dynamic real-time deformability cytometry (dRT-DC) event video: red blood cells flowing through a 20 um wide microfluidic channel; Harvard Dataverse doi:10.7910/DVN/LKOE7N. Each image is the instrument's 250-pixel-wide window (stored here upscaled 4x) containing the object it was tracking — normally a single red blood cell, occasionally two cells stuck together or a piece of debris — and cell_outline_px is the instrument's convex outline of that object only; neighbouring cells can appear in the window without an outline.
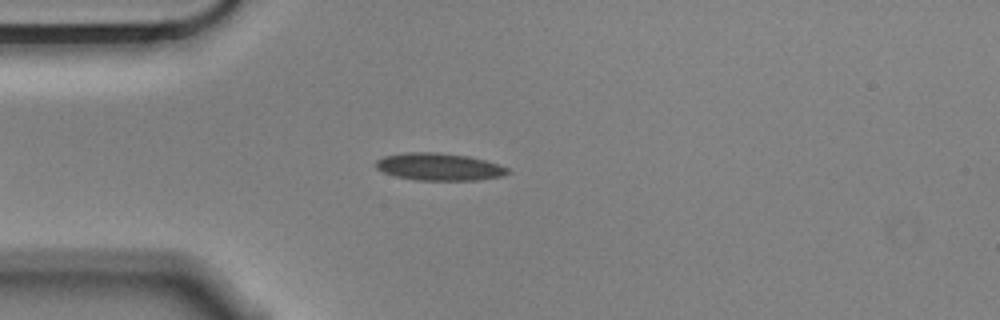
{"species": "Egyptian fruit bat (a non-hibernating species)", "species_latin": "Rousettus aegyptiacus", "temperature_condition": "cold", "stored_images_in_passage": 40, "camera_frame_rate_fps": 3000, "um_per_image_px": 0.085, "animal": {"sex": "male"}, "frame": {"image": 1, "passage_image": 5, "time_ms": 1.333, "image_size_px": [1000, 320], "cell_outline_px": [[512, 172], [504, 176], [476, 180], [416, 180], [396, 176], [384, 172], [376, 168], [376, 160], [384, 156], [404, 152], [436, 152], [468, 156], [484, 160], [508, 168]], "centroid_in_image_um": [37.33, 14.18], "position_along_channel_um": 47.7, "area_um2": 20.98}}
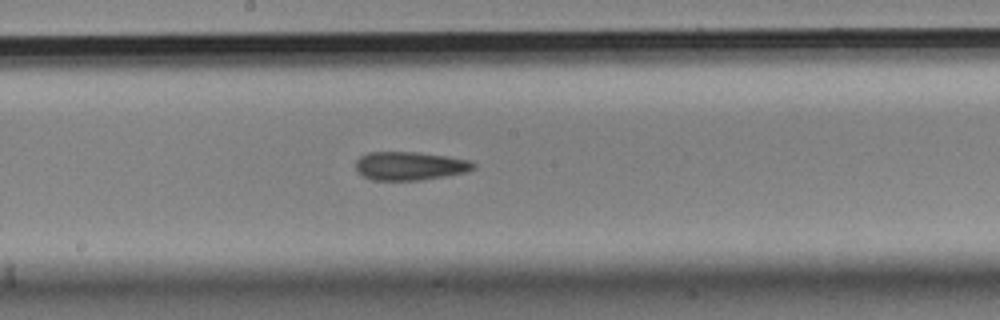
{"frame": {"image": 2, "passage_image": 20, "time_ms": 6.333, "image_size_px": [1000, 320], "cell_outline_px": [[476, 168], [468, 172], [420, 180], [372, 180], [364, 176], [356, 168], [356, 160], [360, 156], [368, 152], [416, 152], [444, 156], [468, 160], [476, 164]], "centroid_in_image_um": [34.85, 14.1], "position_along_channel_um": 213.4, "area_um2": 19.42}}
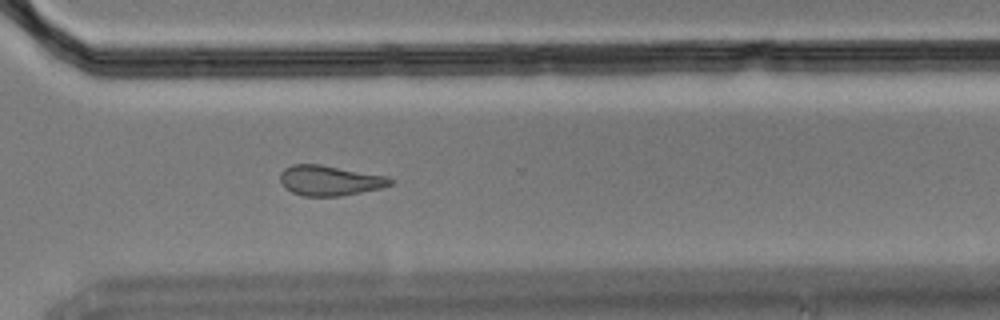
{"frame": {"image": 3, "passage_image": 31, "time_ms": 10.0, "image_size_px": [1000, 320], "cell_outline_px": [[396, 180], [392, 184], [384, 188], [340, 196], [304, 196], [292, 192], [284, 188], [280, 180], [280, 172], [284, 168], [292, 164], [320, 164], [384, 176]], "centroid_in_image_um": [28.01, 15.35], "position_along_channel_um": 342.6, "area_um2": 19.42}}